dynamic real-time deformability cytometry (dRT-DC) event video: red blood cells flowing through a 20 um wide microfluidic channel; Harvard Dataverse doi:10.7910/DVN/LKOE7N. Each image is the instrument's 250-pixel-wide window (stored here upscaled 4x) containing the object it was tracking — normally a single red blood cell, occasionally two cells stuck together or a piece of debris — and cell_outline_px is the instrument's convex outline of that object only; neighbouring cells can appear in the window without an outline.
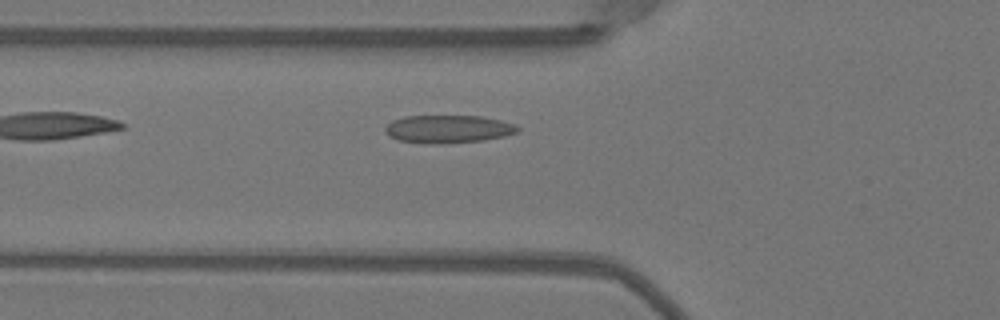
{"species": "Egyptian fruit bat (a non-hibernating species)", "species_latin": "Rousettus aegyptiacus", "temperature_condition": "warm", "stored_images_in_passage": 35, "camera_frame_rate_fps": 3000, "um_per_image_px": 0.085, "animal": {"sex": "female"}, "frame": {"image": 1, "passage_image": 3, "time_ms": 0.667, "image_size_px": [1000, 320], "cell_outline_px": [[520, 132], [504, 136], [484, 140], [436, 144], [424, 144], [400, 140], [388, 136], [384, 128], [392, 120], [404, 116], [480, 116], [500, 120], [516, 124], [520, 128]], "centroid_in_image_um": [38.1, 10.97], "position_along_channel_um": 87.7, "area_um2": 21.68}}
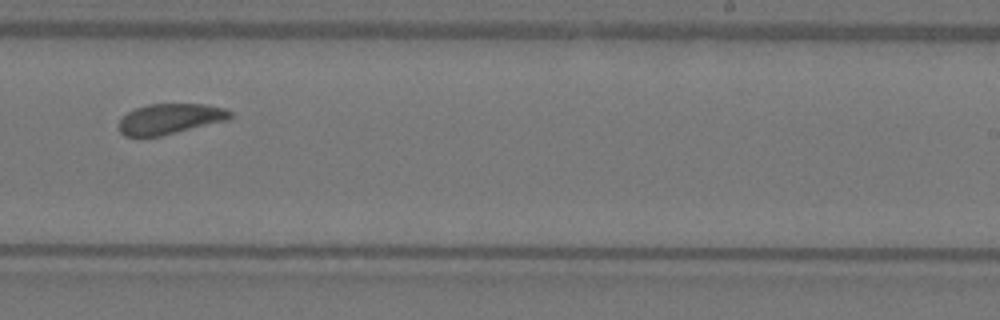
{"frame": {"image": 2, "passage_image": 17, "time_ms": 5.333, "image_size_px": [1000, 320], "cell_outline_px": [[232, 116], [228, 120], [160, 136], [124, 136], [120, 132], [116, 124], [128, 112], [136, 108], [148, 104], [204, 104], [224, 108], [232, 112]], "centroid_in_image_um": [14.43, 10.1], "position_along_channel_um": 274.6, "area_um2": 19.71}}
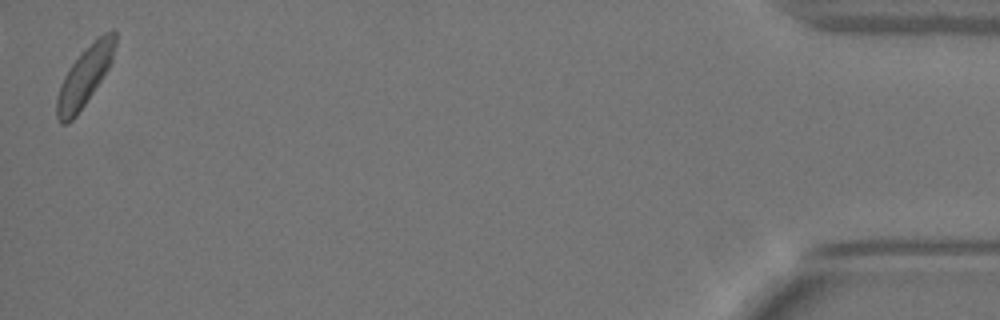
{"frame": {"image": 3, "passage_image": 35, "time_ms": 11.333, "image_size_px": [1000, 320], "cell_outline_px": [[116, 44], [112, 60], [104, 76], [76, 116], [68, 124], [60, 124], [56, 116], [56, 96], [60, 84], [64, 76], [80, 52], [104, 32], [112, 28], [116, 32]], "centroid_in_image_um": [7.19, 6.49], "position_along_channel_um": 428.0, "area_um2": 20.23}, "authors_computed_cell_mechanics": {"area_um2": 20.4034, "velocity_mm_per_s": 4.0096, "shape_relaxation_time_tau1_ms": 2.5492, "shape_relaxation_time_tau2_ms": 1.4487, "deformation_change_tau1": 0.085, "deformation_change_tau2": 0.0768}}